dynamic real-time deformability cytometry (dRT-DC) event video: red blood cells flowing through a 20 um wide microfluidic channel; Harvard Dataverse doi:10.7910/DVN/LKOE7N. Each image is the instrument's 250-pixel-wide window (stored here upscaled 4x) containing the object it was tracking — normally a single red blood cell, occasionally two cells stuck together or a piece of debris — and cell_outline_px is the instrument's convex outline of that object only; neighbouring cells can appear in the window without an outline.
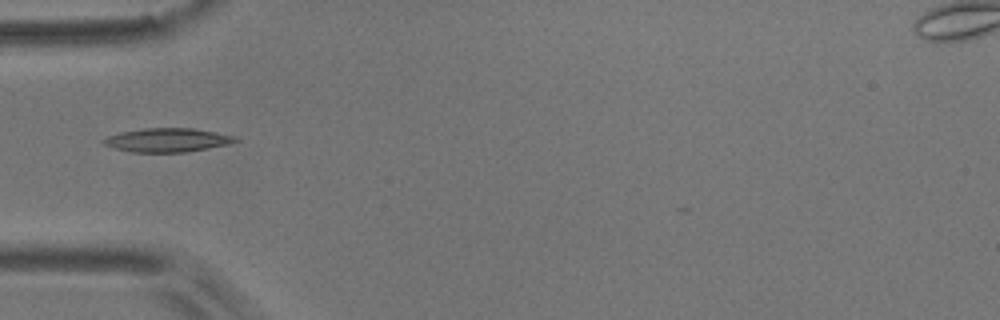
{"species": "common noctule bat (a hibernating species)", "species_latin": "Nyctalus noctula", "temperature_condition": "room temperature", "stored_images_in_passage": 35, "camera_frame_rate_fps": 3000, "um_per_image_px": 0.085, "animal": {"sex": "male", "body_mass_g": 17.9}, "frame": {"image": 1, "passage_image": 1, "time_ms": 0.0, "image_size_px": [1000, 320], "cell_outline_px": [[240, 140], [232, 144], [184, 152], [132, 152], [116, 148], [104, 144], [100, 140], [108, 136], [120, 132], [144, 128], [192, 128], [236, 136]], "centroid_in_image_um": [14.25, 11.9], "position_along_channel_um": 70.7, "area_um2": 18.26}}
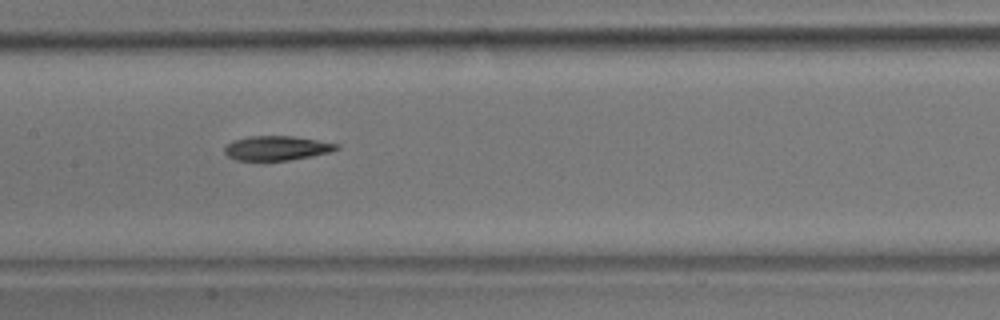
{"frame": {"image": 2, "passage_image": 10, "time_ms": 3.0, "image_size_px": [1000, 320], "cell_outline_px": [[340, 148], [328, 152], [288, 160], [236, 160], [228, 156], [224, 152], [224, 148], [232, 140], [248, 136], [292, 136], [340, 144]], "centroid_in_image_um": [23.48, 12.58], "position_along_channel_um": 183.9, "area_um2": 15.72}}
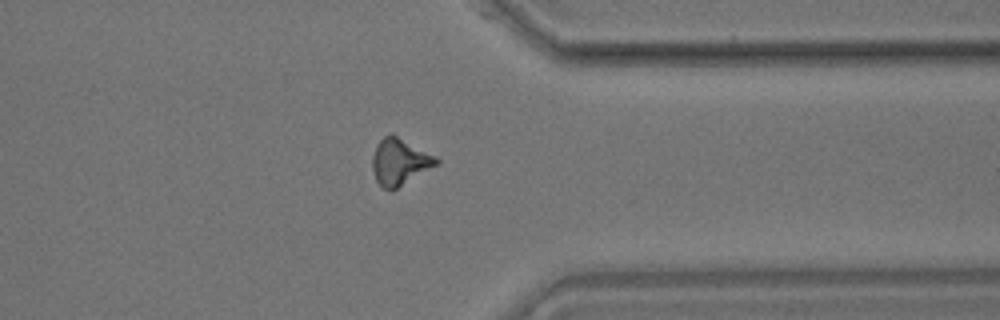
{"frame": {"image": 3, "passage_image": 26, "time_ms": 8.333, "image_size_px": [1000, 320], "cell_outline_px": [[440, 164], [392, 192], [388, 192], [376, 180], [372, 168], [372, 156], [376, 144], [384, 136], [392, 132], [436, 156], [440, 160]], "centroid_in_image_um": [34.0, 13.76], "position_along_channel_um": 377.4, "area_um2": 17.92}, "authors_computed_cell_mechanics": {"area_um2": 16.1262, "velocity_mm_per_s": 3.7385, "shape_relaxation_time_tau1_ms": 3.5402, "shape_relaxation_time_tau2_ms": 6.3546, "deformation_change_tau1": 0.1473, "deformation_change_tau2": 0.1728}}